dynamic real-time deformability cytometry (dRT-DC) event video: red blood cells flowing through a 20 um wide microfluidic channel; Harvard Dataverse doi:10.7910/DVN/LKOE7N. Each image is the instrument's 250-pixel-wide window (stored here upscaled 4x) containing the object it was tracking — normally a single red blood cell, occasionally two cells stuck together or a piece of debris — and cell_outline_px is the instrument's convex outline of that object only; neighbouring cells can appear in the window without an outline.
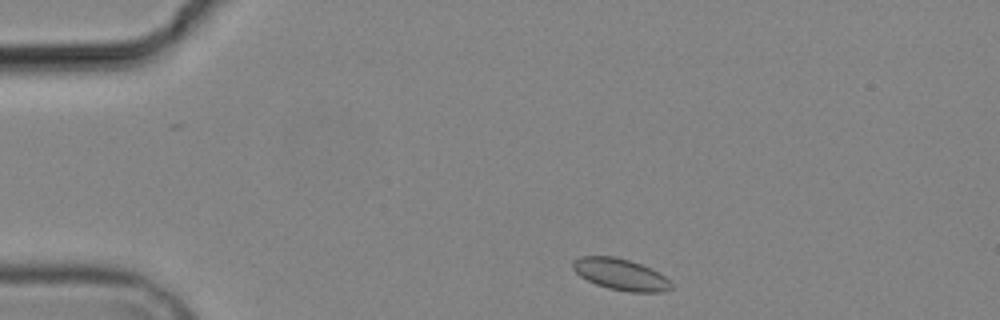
{"species": "common noctule bat (a hibernating species)", "species_latin": "Nyctalus noctula", "temperature_condition": "cold", "stored_images_in_passage": 6, "camera_frame_rate_fps": 3000, "um_per_image_px": 0.085, "animal": {"sex": "male", "body_mass_g": 19.2, "forearm_length_mm": 51.8}, "frame": {"image": 1, "passage_image": 6, "time_ms": 6.0, "image_size_px": [1000, 320], "cell_outline_px": [[672, 288], [660, 292], [628, 292], [608, 288], [596, 284], [580, 276], [572, 268], [572, 260], [580, 256], [612, 256], [628, 260], [640, 264], [664, 276], [672, 284]], "centroid_in_image_um": [52.7, 23.32], "position_along_channel_um": 32.3, "area_um2": 17.8}}